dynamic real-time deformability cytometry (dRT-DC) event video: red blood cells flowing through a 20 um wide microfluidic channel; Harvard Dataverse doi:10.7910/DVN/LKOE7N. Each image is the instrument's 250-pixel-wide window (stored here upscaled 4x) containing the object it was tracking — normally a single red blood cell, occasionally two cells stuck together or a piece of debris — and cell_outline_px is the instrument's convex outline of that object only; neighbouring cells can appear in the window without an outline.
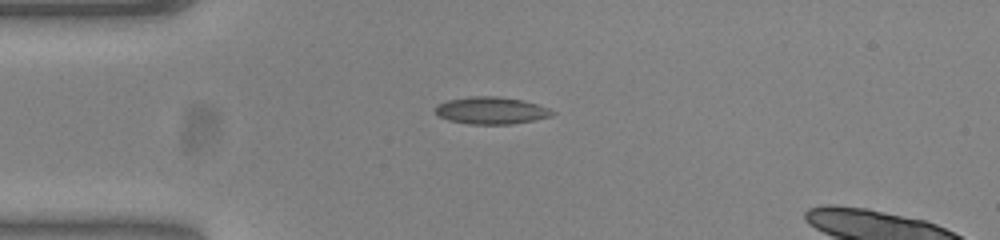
{"species": "common noctule bat (a hibernating species)", "species_latin": "Nyctalus noctula", "temperature_condition": "warm", "stored_images_in_passage": 38, "camera_frame_rate_fps": 3000, "um_per_image_px": 0.085, "animal": {"sex": "female", "body_mass_g": 23.0, "forearm_length_mm": 53.4}, "frame": {"image": 1, "passage_image": 1, "time_ms": 0.0, "image_size_px": [1000, 240], "cell_outline_px": [[556, 112], [552, 116], [512, 124], [468, 124], [448, 120], [440, 116], [432, 108], [436, 104], [448, 100], [472, 96], [496, 96], [524, 100], [548, 108]], "centroid_in_image_um": [41.72, 9.39], "position_along_channel_um": 43.3, "area_um2": 18.55}}
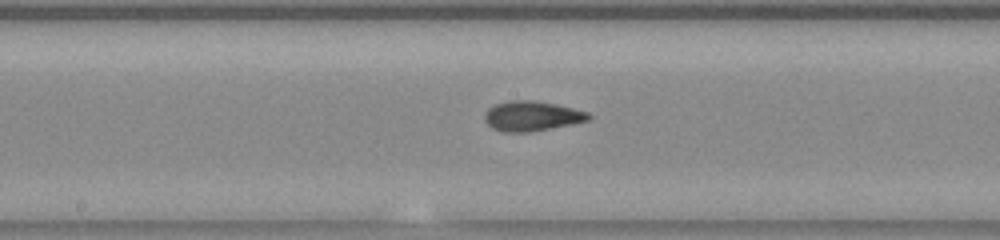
{"frame": {"image": 2, "passage_image": 15, "time_ms": 4.667, "image_size_px": [1000, 240], "cell_outline_px": [[592, 116], [588, 120], [572, 124], [528, 132], [504, 132], [492, 128], [484, 120], [484, 112], [488, 108], [496, 104], [512, 100], [536, 100], [556, 104], [588, 112]], "centroid_in_image_um": [45.18, 9.86], "position_along_channel_um": 203.0, "area_um2": 18.09}}
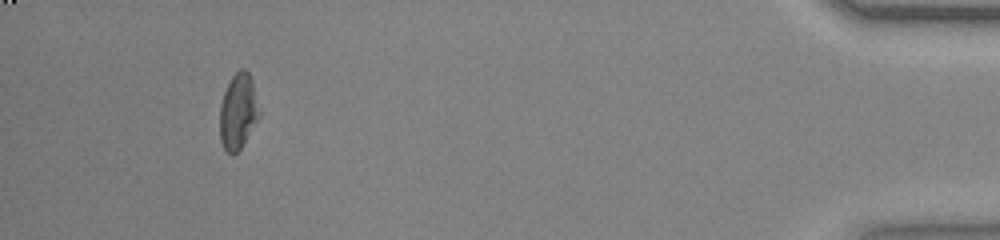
{"frame": {"image": 3, "passage_image": 37, "time_ms": 12.0, "image_size_px": [1000, 240], "cell_outline_px": [[260, 116], [240, 148], [232, 156], [224, 148], [220, 140], [220, 104], [224, 92], [232, 76], [240, 68], [244, 68], [248, 72], [252, 80], [260, 112]], "centroid_in_image_um": [20.23, 9.46], "position_along_channel_um": 415.0, "area_um2": 17.22}}